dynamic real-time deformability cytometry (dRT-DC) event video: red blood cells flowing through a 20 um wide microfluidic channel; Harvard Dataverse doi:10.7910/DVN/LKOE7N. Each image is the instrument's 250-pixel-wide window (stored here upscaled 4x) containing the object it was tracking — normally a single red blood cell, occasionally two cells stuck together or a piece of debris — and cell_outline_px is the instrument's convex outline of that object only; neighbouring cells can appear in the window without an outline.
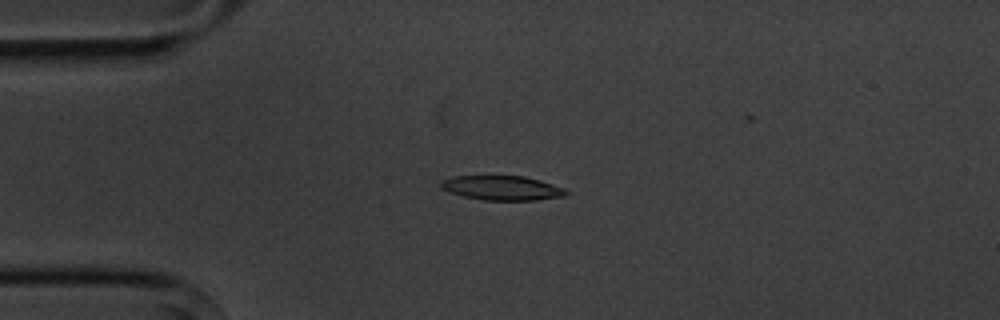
{"species": "common noctule bat (a hibernating species)", "species_latin": "Nyctalus noctula", "temperature_condition": "cold", "stored_images_in_passage": 10, "camera_frame_rate_fps": 3000, "um_per_image_px": 0.085, "animal": {"sex": "male", "body_mass_g": 20.1, "forearm_length_mm": 53.5}, "frame": {"image": 1, "passage_image": 1, "time_ms": 0.0, "image_size_px": [1000, 320], "cell_outline_px": [[568, 192], [564, 196], [536, 200], [484, 200], [464, 196], [440, 188], [440, 180], [452, 176], [524, 176], [540, 180], [564, 188]], "centroid_in_image_um": [42.66, 15.97], "position_along_channel_um": 42.3, "area_um2": 17.74}}
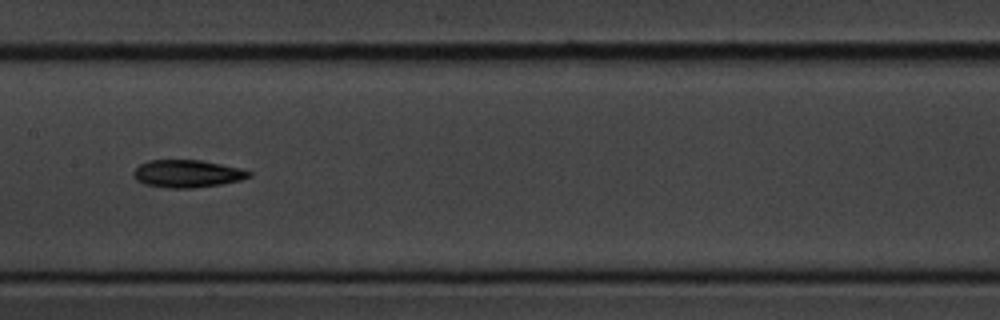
{"frame": {"image": 2, "passage_image": 5, "time_ms": 4.667, "image_size_px": [1000, 320], "cell_outline_px": [[252, 176], [240, 180], [220, 184], [192, 188], [168, 188], [144, 184], [136, 180], [132, 172], [140, 164], [148, 160], [200, 160], [240, 168], [252, 172]], "centroid_in_image_um": [15.9, 14.76], "position_along_channel_um": 191.5, "area_um2": 18.5}}
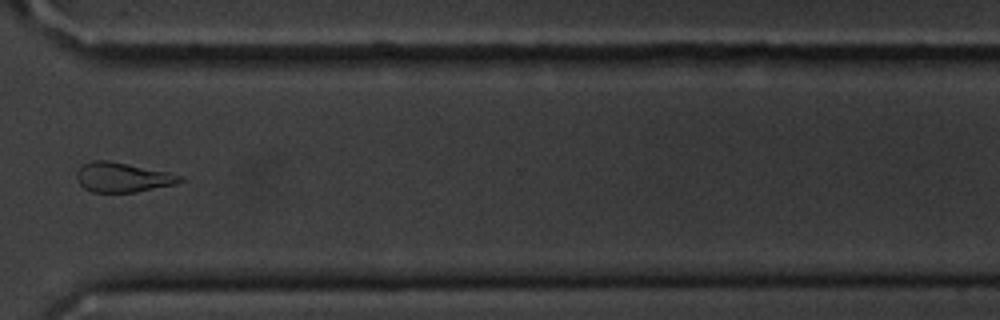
{"frame": {"image": 3, "passage_image": 9, "time_ms": 9.333, "image_size_px": [1000, 320], "cell_outline_px": [[184, 180], [176, 184], [136, 192], [92, 192], [84, 188], [80, 184], [76, 176], [76, 172], [84, 164], [92, 160], [108, 160], [168, 172], [184, 176]], "centroid_in_image_um": [10.44, 15.07], "position_along_channel_um": 360.2, "area_um2": 17.8}, "authors_computed_cell_mechanics": {"area_um2": 17.7735, "velocity_mm_per_s": 3.6223, "shape_relaxation_time_tau1_ms": 4.9018, "shape_relaxation_time_tau2_ms": 7.1659, "deformation_change_tau1": 0.1247, "deformation_change_tau2": 0.1762}}